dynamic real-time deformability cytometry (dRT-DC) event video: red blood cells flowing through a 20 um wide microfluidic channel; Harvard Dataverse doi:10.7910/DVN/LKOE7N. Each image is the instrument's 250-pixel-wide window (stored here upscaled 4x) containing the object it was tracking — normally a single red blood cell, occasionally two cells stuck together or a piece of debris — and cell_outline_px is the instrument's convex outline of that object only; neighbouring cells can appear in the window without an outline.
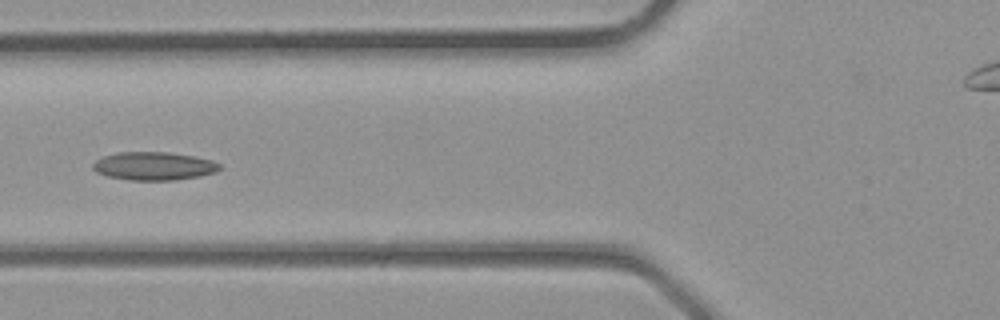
{"species": "common noctule bat (a hibernating species)", "species_latin": "Nyctalus noctula", "temperature_condition": "room temperature", "stored_images_in_passage": 2, "camera_frame_rate_fps": 3000, "um_per_image_px": 0.085, "animal": {"sex": "male", "body_mass_g": 23.1, "forearm_length_mm": 52.7}, "frame": {"image": 1, "passage_image": 2, "time_ms": 0.333, "image_size_px": [1000, 320], "cell_outline_px": [[220, 168], [216, 172], [200, 176], [172, 180], [128, 180], [108, 176], [96, 172], [92, 168], [92, 164], [96, 160], [104, 156], [116, 152], [168, 152], [196, 156], [212, 160], [220, 164]], "centroid_in_image_um": [13.07, 14.11], "position_along_channel_um": 112.7, "area_um2": 20.92}}